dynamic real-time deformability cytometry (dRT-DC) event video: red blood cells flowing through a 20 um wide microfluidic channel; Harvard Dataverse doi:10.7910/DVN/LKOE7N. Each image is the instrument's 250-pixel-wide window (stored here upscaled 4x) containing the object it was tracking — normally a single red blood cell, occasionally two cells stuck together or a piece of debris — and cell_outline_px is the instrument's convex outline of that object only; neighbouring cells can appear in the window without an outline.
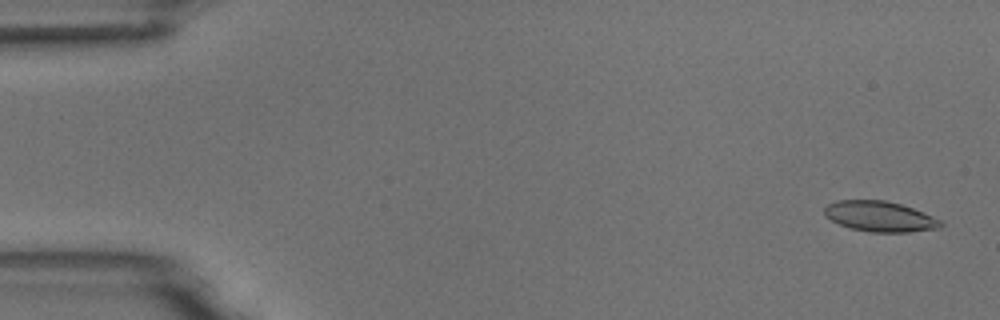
{"species": "common noctule bat (a hibernating species)", "species_latin": "Nyctalus noctula", "temperature_condition": "room temperature", "stored_images_in_passage": 54, "camera_frame_rate_fps": 3000, "um_per_image_px": 0.085, "animal": {"sex": "male", "body_mass_g": 18.8}, "frame": {"image": 1, "passage_image": 2, "time_ms": 0.333, "image_size_px": [1000, 320], "cell_outline_px": [[944, 224], [940, 228], [908, 232], [868, 232], [852, 228], [840, 224], [824, 216], [824, 208], [828, 204], [836, 200], [884, 200], [900, 204], [912, 208], [932, 216], [940, 220]], "centroid_in_image_um": [74.77, 18.4], "position_along_channel_um": 10.2, "area_um2": 20.52}}
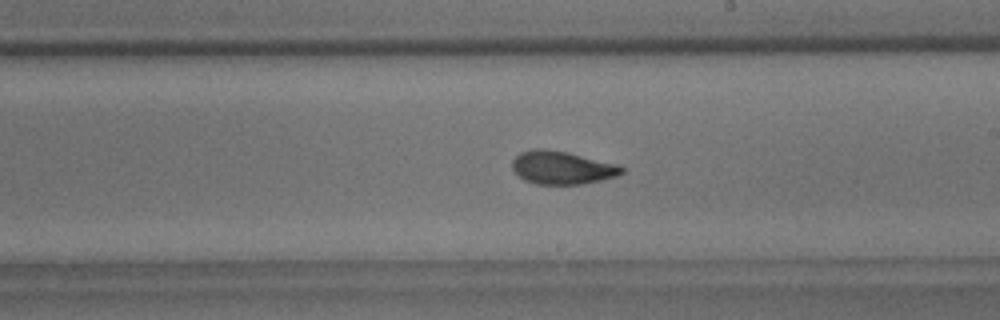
{"frame": {"image": 2, "passage_image": 31, "time_ms": 10.0, "image_size_px": [1000, 320], "cell_outline_px": [[624, 172], [616, 176], [600, 180], [580, 184], [536, 184], [524, 180], [512, 168], [512, 160], [520, 152], [532, 148], [544, 148], [568, 152], [616, 164], [624, 168]], "centroid_in_image_um": [47.74, 14.24], "position_along_channel_um": 241.3, "area_um2": 21.04}}
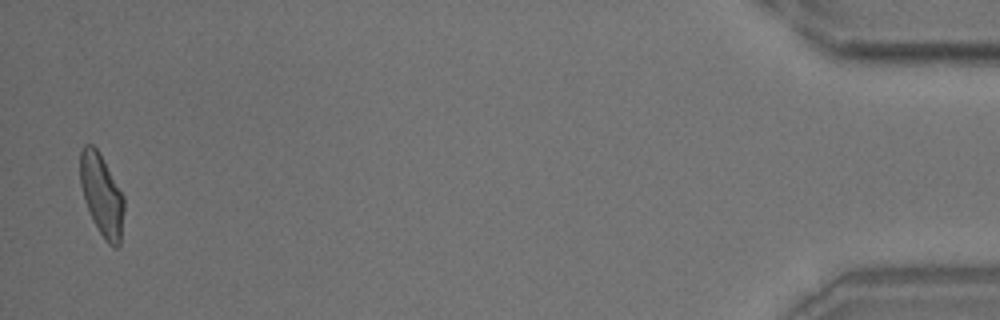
{"frame": {"image": 3, "passage_image": 53, "time_ms": 17.333, "image_size_px": [1000, 320], "cell_outline_px": [[124, 212], [120, 244], [116, 248], [112, 248], [104, 240], [92, 220], [84, 200], [80, 184], [80, 148], [84, 144], [92, 144], [100, 152], [124, 196]], "centroid_in_image_um": [8.64, 16.58], "position_along_channel_um": 426.6, "area_um2": 21.33}, "authors_computed_cell_mechanics": {"area_um2": 21.1548, "velocity_mm_per_s": 3.7345, "shape_relaxation_time_tau1_ms": 5.1906, "shape_relaxation_time_tau2_ms": 1.9611, "deformation_change_tau1": 0.1586, "deformation_change_tau2": 0.0723}}